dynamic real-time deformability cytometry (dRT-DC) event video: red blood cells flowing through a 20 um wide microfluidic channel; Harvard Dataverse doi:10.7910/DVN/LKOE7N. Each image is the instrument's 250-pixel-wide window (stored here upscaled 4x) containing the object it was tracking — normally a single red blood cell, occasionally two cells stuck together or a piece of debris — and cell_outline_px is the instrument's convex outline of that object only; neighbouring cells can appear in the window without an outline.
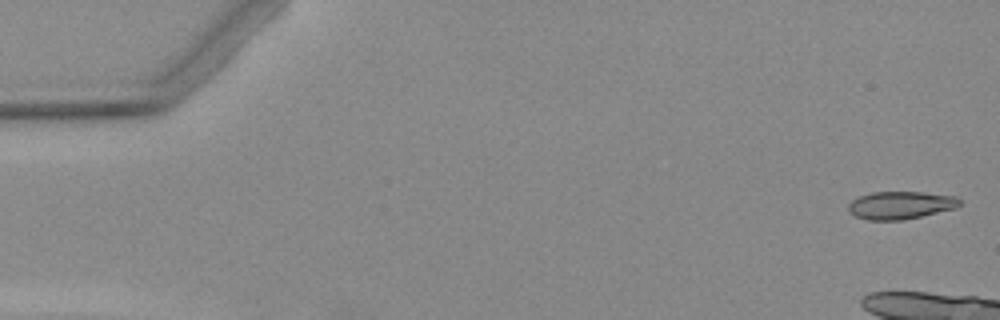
{"species": "Egyptian fruit bat (a non-hibernating species)", "species_latin": "Rousettus aegyptiacus", "temperature_condition": "warm", "stored_images_in_passage": 6, "camera_frame_rate_fps": 3000, "um_per_image_px": 0.085, "animal": {"sex": "female"}, "frame": {"image": 1, "passage_image": 1, "time_ms": 0.0, "image_size_px": [1000, 320], "cell_outline_px": [[960, 204], [956, 208], [904, 220], [868, 220], [856, 216], [848, 212], [848, 204], [852, 200], [860, 196], [872, 192], [924, 192], [956, 196], [960, 200]], "centroid_in_image_um": [76.54, 17.44], "position_along_channel_um": 8.5, "area_um2": 18.03}}